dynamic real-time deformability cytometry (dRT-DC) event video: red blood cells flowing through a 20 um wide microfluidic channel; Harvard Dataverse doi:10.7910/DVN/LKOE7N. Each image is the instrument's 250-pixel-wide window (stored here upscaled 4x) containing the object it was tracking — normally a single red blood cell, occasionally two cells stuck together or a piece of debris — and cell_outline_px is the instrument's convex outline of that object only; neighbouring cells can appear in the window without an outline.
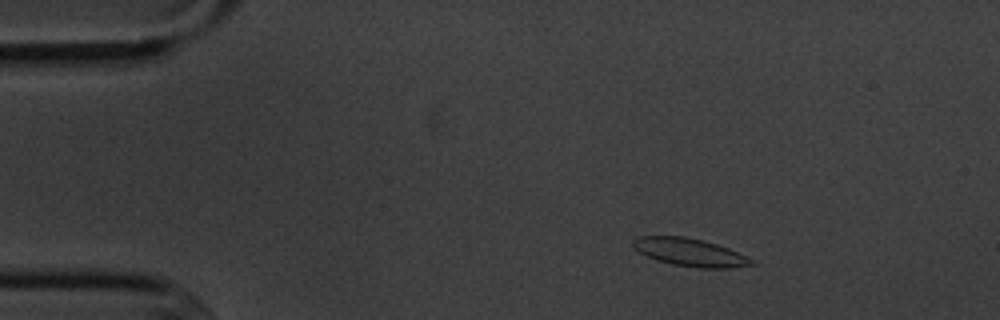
{"species": "common noctule bat (a hibernating species)", "species_latin": "Nyctalus noctula", "temperature_condition": "cold", "stored_images_in_passage": 4, "camera_frame_rate_fps": 3000, "um_per_image_px": 0.085, "animal": {"sex": "male", "body_mass_g": 20.1, "forearm_length_mm": 53.5}, "frame": {"image": 1, "passage_image": 2, "time_ms": 2.0, "image_size_px": [1000, 320], "cell_outline_px": [[756, 264], [732, 268], [700, 268], [672, 264], [656, 260], [640, 252], [632, 244], [632, 240], [636, 236], [684, 236], [716, 244], [728, 248], [756, 260]], "centroid_in_image_um": [58.67, 21.45], "position_along_channel_um": 26.3, "area_um2": 19.19}}